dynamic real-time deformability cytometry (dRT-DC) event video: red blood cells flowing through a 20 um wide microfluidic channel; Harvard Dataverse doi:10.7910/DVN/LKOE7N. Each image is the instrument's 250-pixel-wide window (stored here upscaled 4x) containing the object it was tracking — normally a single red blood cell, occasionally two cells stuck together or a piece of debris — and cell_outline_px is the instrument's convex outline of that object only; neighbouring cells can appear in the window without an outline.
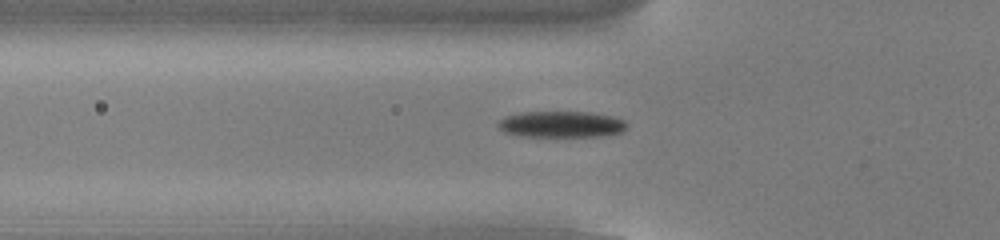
{"species": "common noctule bat (a hibernating species)", "species_latin": "Nyctalus noctula", "temperature_condition": "cold", "stored_images_in_passage": 54, "camera_frame_rate_fps": 3000, "um_per_image_px": 0.085, "animal": {"sex": "male", "body_mass_g": 13.0, "forearm_length_mm": 53.1}, "frame": {"image": 1, "passage_image": 19, "time_ms": 6.0, "image_size_px": [1000, 240], "cell_outline_px": [[628, 128], [620, 132], [596, 136], [520, 136], [504, 132], [496, 124], [504, 116], [524, 112], [592, 112], [612, 116], [624, 120], [628, 124]], "centroid_in_image_um": [47.71, 10.56], "position_along_channel_um": 78.1, "area_um2": 19.65}}
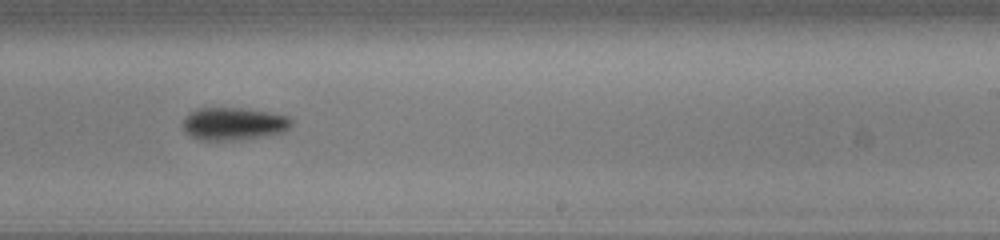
{"frame": {"image": 2, "passage_image": 34, "time_ms": 11.0, "image_size_px": [1000, 240], "cell_outline_px": [[292, 124], [284, 132], [264, 136], [240, 140], [200, 140], [192, 136], [184, 128], [184, 116], [196, 108], [240, 108], [268, 112], [288, 116], [292, 120]], "centroid_in_image_um": [19.87, 10.52], "position_along_channel_um": 269.1, "area_um2": 20.58}}
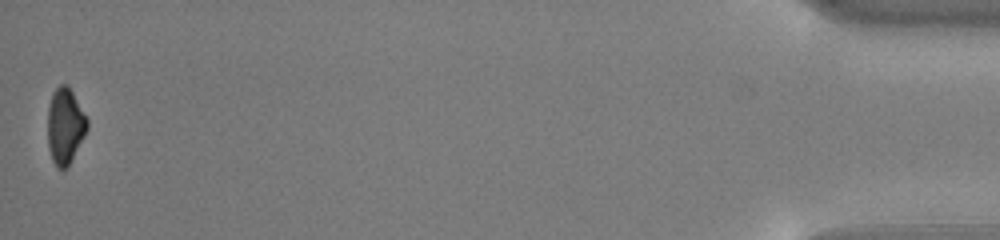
{"frame": {"image": 3, "passage_image": 54, "time_ms": 17.667, "image_size_px": [1000, 240], "cell_outline_px": [[88, 128], [68, 168], [56, 168], [52, 160], [48, 148], [48, 108], [52, 92], [60, 84], [68, 84], [88, 120]], "centroid_in_image_um": [5.53, 10.72], "position_along_channel_um": 429.7, "area_um2": 17.57}, "authors_computed_cell_mechanics": {"area_um2": 18.6983, "velocity_mm_per_s": 3.8247, "shape_relaxation_time_tau1_ms": 1.9231, "shape_relaxation_time_tau2_ms": null, "deformation_change_tau1": 0.1182, "deformation_change_tau2": null}}